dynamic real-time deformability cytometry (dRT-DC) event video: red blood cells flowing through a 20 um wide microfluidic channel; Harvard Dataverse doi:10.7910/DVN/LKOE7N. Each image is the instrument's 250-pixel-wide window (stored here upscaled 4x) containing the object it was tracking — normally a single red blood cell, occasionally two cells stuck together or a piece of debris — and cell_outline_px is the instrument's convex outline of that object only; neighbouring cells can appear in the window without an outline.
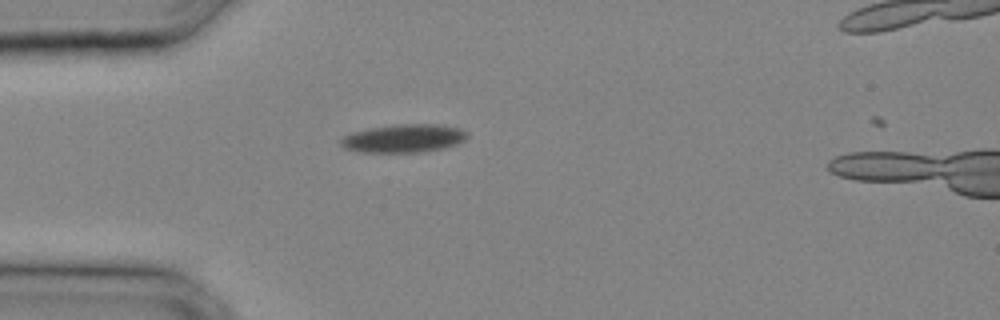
{"species": "common noctule bat (a hibernating species)", "species_latin": "Nyctalus noctula", "temperature_condition": "cold", "stored_images_in_passage": 24, "camera_frame_rate_fps": 3000, "um_per_image_px": 0.085, "animal": {"sex": "male", "body_mass_g": 20.4}, "frame": {"image": 1, "passage_image": 1, "time_ms": 0.0, "image_size_px": [1000, 320], "cell_outline_px": [[468, 136], [464, 140], [456, 144], [444, 148], [420, 152], [360, 152], [344, 148], [340, 144], [340, 136], [352, 132], [368, 128], [392, 124], [436, 124], [460, 128], [468, 132]], "centroid_in_image_um": [34.28, 11.75], "position_along_channel_um": 50.7, "area_um2": 21.04}}
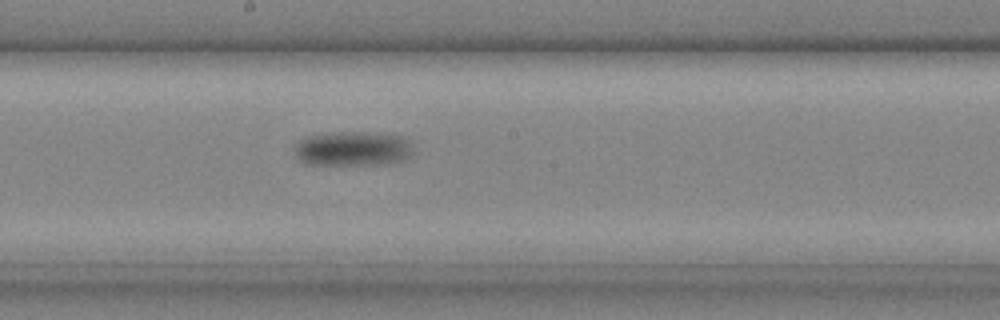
{"frame": {"image": 2, "passage_image": 10, "time_ms": 3.0, "image_size_px": [1000, 320], "cell_outline_px": [[416, 152], [404, 160], [396, 164], [304, 164], [296, 156], [292, 148], [300, 140], [308, 136], [336, 132], [372, 132], [404, 136], [412, 140]], "centroid_in_image_um": [30.09, 12.63], "position_along_channel_um": 218.1, "area_um2": 24.62}}
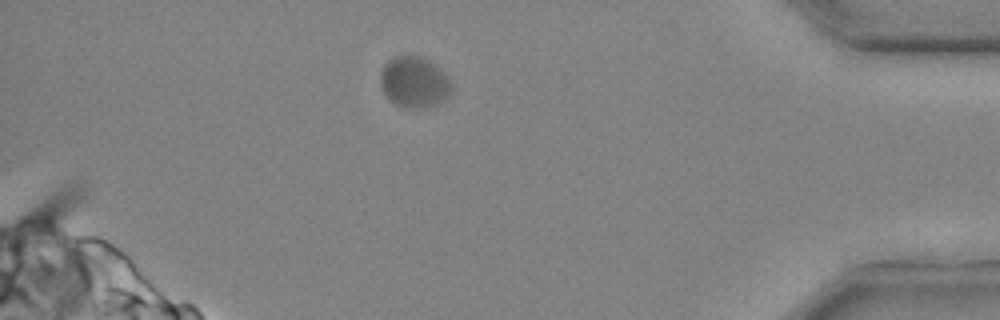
{"frame": {"image": 3, "passage_image": 21, "time_ms": 6.667, "image_size_px": [1000, 320], "cell_outline_px": [[452, 88], [448, 96], [432, 104], [420, 108], [408, 108], [396, 104], [384, 92], [380, 84], [380, 72], [384, 64], [392, 56], [420, 56], [436, 64], [452, 80]], "centroid_in_image_um": [35.21, 6.94], "position_along_channel_um": 400.0, "area_um2": 20.98}}